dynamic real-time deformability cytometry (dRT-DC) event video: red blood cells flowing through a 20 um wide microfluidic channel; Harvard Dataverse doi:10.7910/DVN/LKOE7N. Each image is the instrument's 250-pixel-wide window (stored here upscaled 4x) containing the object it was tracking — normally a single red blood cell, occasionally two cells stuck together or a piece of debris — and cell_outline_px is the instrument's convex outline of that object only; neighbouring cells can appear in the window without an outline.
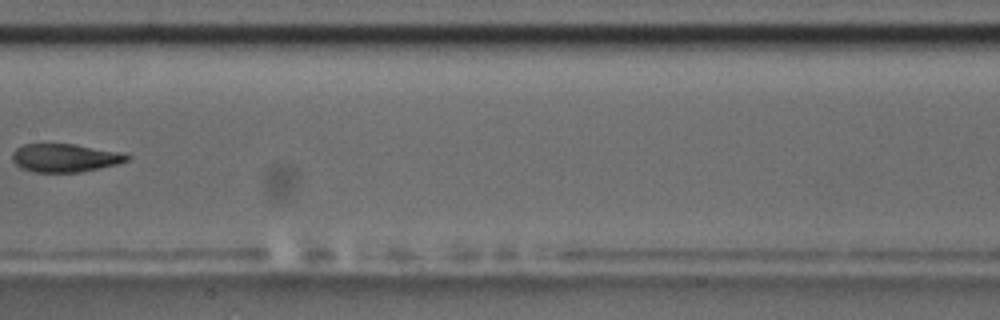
{"species": "common noctule bat (a hibernating species)", "species_latin": "Nyctalus noctula", "temperature_condition": "room temperature", "stored_images_in_passage": 5, "camera_frame_rate_fps": 3000, "um_per_image_px": 0.085, "animal": {"sex": "male", "body_mass_g": 17.5, "forearm_length_mm": 52.3}, "frame": {"image": 1, "passage_image": 5, "time_ms": 5.0, "image_size_px": [1000, 320], "cell_outline_px": [[132, 156], [128, 160], [116, 164], [76, 172], [36, 172], [20, 168], [12, 160], [12, 152], [16, 148], [24, 144], [72, 144], [124, 152]], "centroid_in_image_um": [5.51, 13.41], "position_along_channel_um": 201.9, "area_um2": 18.79}}